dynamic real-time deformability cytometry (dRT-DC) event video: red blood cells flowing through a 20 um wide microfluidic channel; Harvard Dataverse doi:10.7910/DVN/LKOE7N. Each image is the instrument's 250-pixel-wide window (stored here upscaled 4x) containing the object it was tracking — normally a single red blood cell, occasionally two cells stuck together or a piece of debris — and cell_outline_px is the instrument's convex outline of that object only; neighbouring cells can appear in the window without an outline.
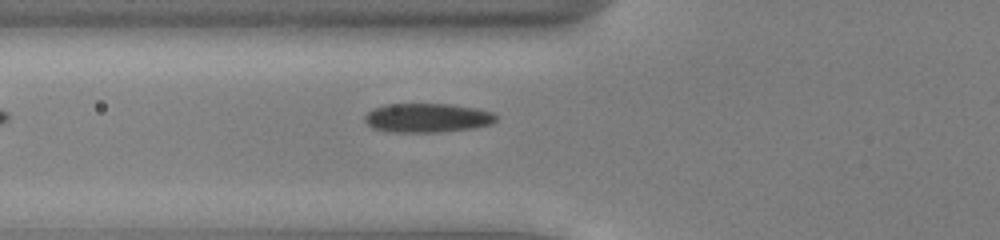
{"species": "common noctule bat (a hibernating species)", "species_latin": "Nyctalus noctula", "temperature_condition": "cold", "stored_images_in_passage": 22, "camera_frame_rate_fps": 3000, "um_per_image_px": 0.085, "animal": {"sex": "male", "body_mass_g": 13.0, "forearm_length_mm": 53.1}, "frame": {"image": 1, "passage_image": 3, "time_ms": 0.667, "image_size_px": [1000, 240], "cell_outline_px": [[496, 120], [492, 124], [472, 128], [440, 132], [388, 132], [372, 128], [364, 120], [364, 116], [372, 108], [384, 104], [452, 104], [476, 108], [492, 112], [496, 116]], "centroid_in_image_um": [36.29, 10.01], "position_along_channel_um": 89.5, "area_um2": 22.43}}
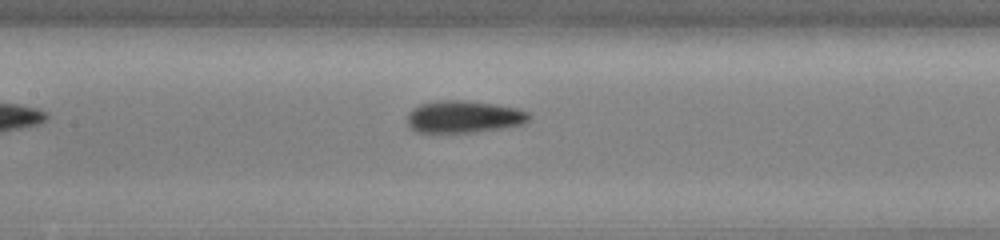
{"frame": {"image": 2, "passage_image": 9, "time_ms": 2.667, "image_size_px": [1000, 240], "cell_outline_px": [[528, 120], [520, 124], [500, 128], [472, 132], [416, 132], [408, 124], [408, 112], [412, 108], [420, 104], [436, 100], [464, 100], [496, 104], [516, 108], [528, 112]], "centroid_in_image_um": [39.37, 9.9], "position_along_channel_um": 168.0, "area_um2": 22.6}}
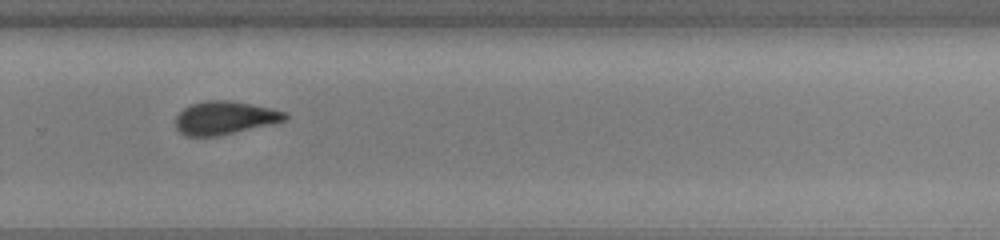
{"frame": {"image": 3, "passage_image": 20, "time_ms": 6.333, "image_size_px": [1000, 240], "cell_outline_px": [[288, 116], [284, 120], [216, 136], [184, 136], [176, 128], [176, 116], [188, 104], [204, 100], [228, 100], [272, 108], [288, 112]], "centroid_in_image_um": [19.05, 9.99], "position_along_channel_um": 310.8, "area_um2": 20.92}}